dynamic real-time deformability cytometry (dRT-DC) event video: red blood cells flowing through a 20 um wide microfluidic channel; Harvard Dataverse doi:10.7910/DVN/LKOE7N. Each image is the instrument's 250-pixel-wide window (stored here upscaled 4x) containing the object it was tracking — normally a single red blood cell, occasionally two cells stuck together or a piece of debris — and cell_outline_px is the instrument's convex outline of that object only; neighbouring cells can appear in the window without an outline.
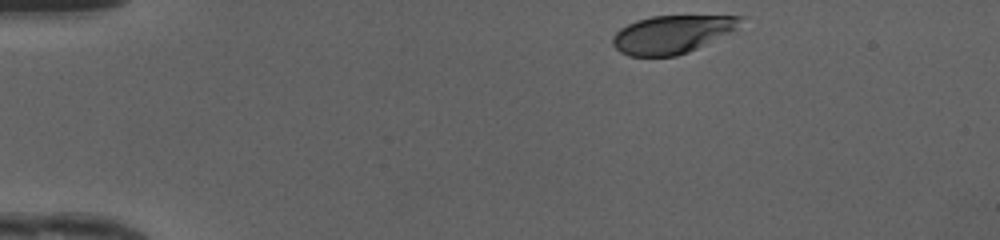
{"species": "human", "species_latin": "Homo sapiens", "temperature_condition": "cold", "stored_images_in_passage": 35, "camera_frame_rate_fps": 3000, "um_per_image_px": 0.085, "donor": {"sex": "female"}, "frame": {"image": 1, "passage_image": 1, "time_ms": 0.0, "image_size_px": [1000, 240], "cell_outline_px": [[748, 16], [736, 28], [688, 52], [676, 56], [628, 56], [620, 52], [612, 44], [612, 36], [620, 28], [636, 20], [652, 16]], "centroid_in_image_um": [57.07, 2.91], "position_along_channel_um": 27.9, "area_um2": 27.98}}
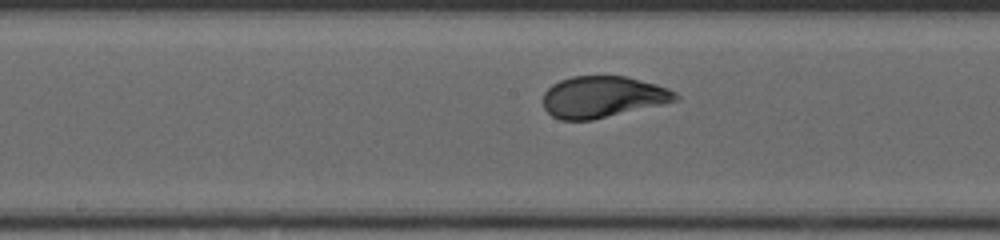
{"frame": {"image": 2, "passage_image": 19, "time_ms": 6.0, "image_size_px": [1000, 240], "cell_outline_px": [[680, 100], [664, 104], [592, 120], [560, 120], [552, 116], [544, 108], [544, 92], [552, 84], [560, 80], [572, 76], [628, 76], [656, 84], [668, 88], [676, 92], [680, 96]], "centroid_in_image_um": [51.26, 8.23], "position_along_channel_um": 196.9, "area_um2": 32.19}}
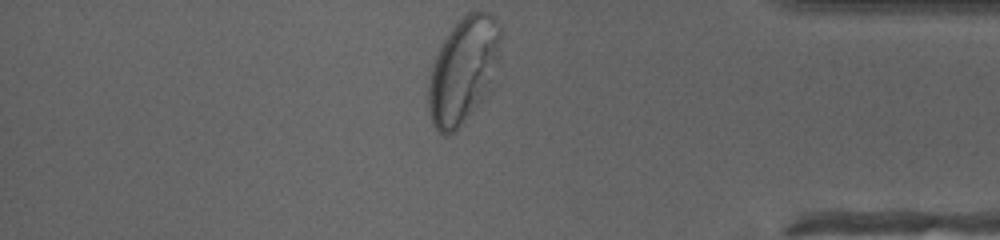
{"frame": {"image": 3, "passage_image": 35, "time_ms": 11.333, "image_size_px": [1000, 240], "cell_outline_px": [[500, 36], [492, 88], [456, 132], [448, 136], [444, 136], [436, 132], [432, 124], [428, 108], [428, 80], [436, 56], [444, 40], [452, 28], [468, 12], [488, 12], [500, 24]], "centroid_in_image_um": [39.35, 6.06], "position_along_channel_um": 395.8, "area_um2": 44.39}, "authors_computed_cell_mechanics": {"area_um2": 32.1946, "velocity_mm_per_s": 4.1534, "shape_relaxation_time_tau1_ms": 2.6251, "shape_relaxation_time_tau2_ms": null, "deformation_change_tau1": 0.1502, "deformation_change_tau2": null}}